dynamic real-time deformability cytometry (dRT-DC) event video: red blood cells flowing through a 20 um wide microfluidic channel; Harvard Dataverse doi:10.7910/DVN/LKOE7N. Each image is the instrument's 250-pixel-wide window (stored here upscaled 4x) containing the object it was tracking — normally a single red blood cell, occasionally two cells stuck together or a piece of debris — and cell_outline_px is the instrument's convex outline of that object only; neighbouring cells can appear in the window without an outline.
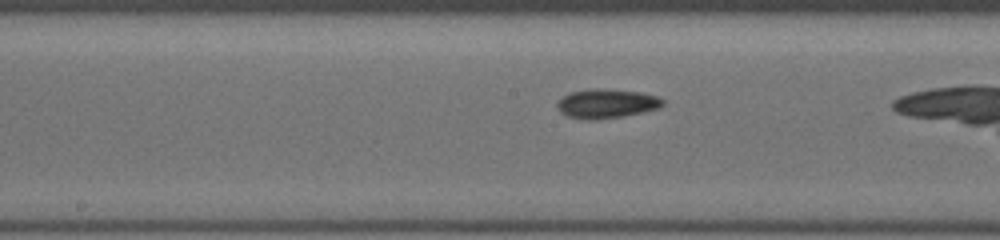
{"species": "common noctule bat (a hibernating species)", "species_latin": "Nyctalus noctula", "temperature_condition": "cold", "stored_images_in_passage": 31, "camera_frame_rate_fps": 3000, "um_per_image_px": 0.085, "animal": {"sex": "female", "body_mass_g": 19.5, "forearm_length_mm": 54.1}, "frame": {"image": 1, "passage_image": 18, "time_ms": 5.667, "image_size_px": [1000, 240], "cell_outline_px": [[664, 104], [660, 108], [624, 116], [592, 120], [568, 116], [560, 112], [556, 104], [564, 96], [572, 92], [588, 88], [604, 88], [640, 92], [656, 96], [664, 100]], "centroid_in_image_um": [51.58, 8.79], "position_along_channel_um": 196.6, "area_um2": 17.92}}
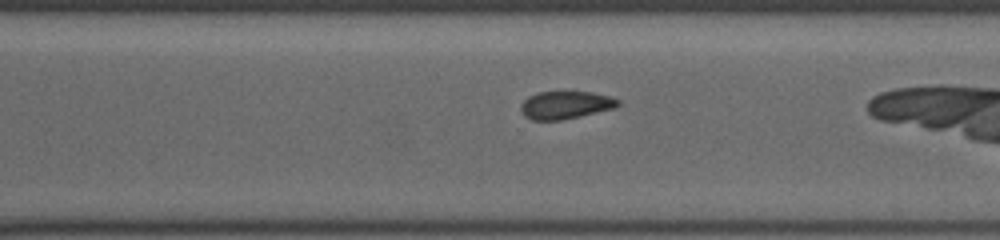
{"frame": {"image": 2, "passage_image": 27, "time_ms": 8.667, "image_size_px": [1000, 240], "cell_outline_px": [[620, 104], [616, 108], [580, 116], [560, 120], [532, 120], [524, 116], [520, 108], [520, 104], [528, 96], [536, 92], [592, 92], [612, 96], [620, 100]], "centroid_in_image_um": [48.08, 8.92], "position_along_channel_um": 322.5, "area_um2": 15.9}}